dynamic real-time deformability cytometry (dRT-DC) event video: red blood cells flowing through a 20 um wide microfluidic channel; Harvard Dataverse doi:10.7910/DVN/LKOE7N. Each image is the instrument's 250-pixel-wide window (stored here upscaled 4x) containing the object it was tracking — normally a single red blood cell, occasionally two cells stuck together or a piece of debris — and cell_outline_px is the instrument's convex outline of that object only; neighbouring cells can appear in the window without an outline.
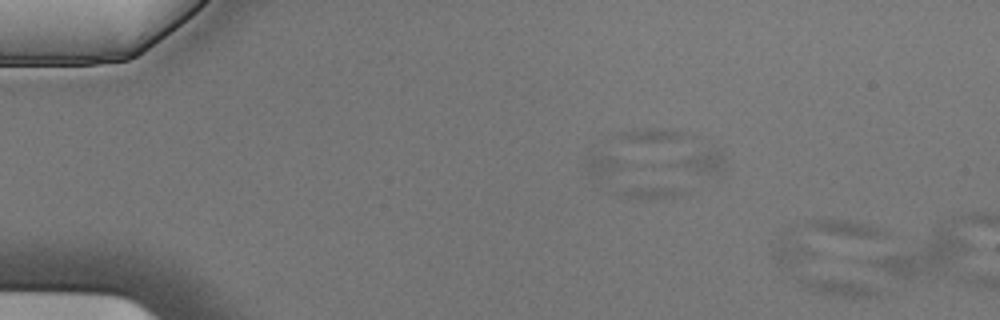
{"species": "Egyptian fruit bat (a non-hibernating species)", "species_latin": "Rousettus aegyptiacus", "temperature_condition": "cold", "stored_images_in_passage": 4, "camera_frame_rate_fps": 3000, "um_per_image_px": 0.085, "animal": {"sex": "male"}, "frame": {"image": 1, "passage_image": 1, "time_ms": 0.0, "image_size_px": [1000, 320], "cell_outline_px": [[876, 292], [872, 296], [832, 296], [796, 284], [784, 276], [776, 264], [772, 256], [772, 252], [780, 236], [788, 228], [876, 288]], "centroid_in_image_um": [69.4, 22.83], "position_along_channel_um": 15.6, "area_um2": 25.32}}